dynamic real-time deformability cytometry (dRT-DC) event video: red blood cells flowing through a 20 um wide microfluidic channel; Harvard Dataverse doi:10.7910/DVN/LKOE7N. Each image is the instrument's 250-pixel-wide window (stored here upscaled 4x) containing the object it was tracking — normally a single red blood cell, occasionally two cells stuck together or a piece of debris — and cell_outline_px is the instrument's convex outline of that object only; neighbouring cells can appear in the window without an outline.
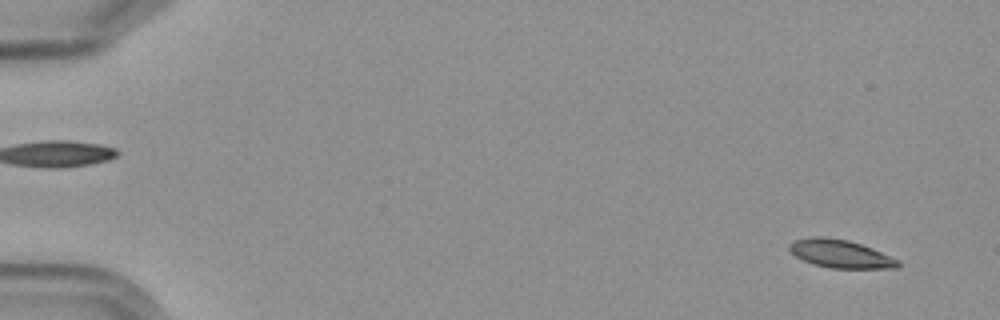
{"species": "Egyptian fruit bat (a non-hibernating species)", "species_latin": "Rousettus aegyptiacus", "temperature_condition": "cold", "stored_images_in_passage": 6, "camera_frame_rate_fps": 3000, "um_per_image_px": 0.085, "frame": {"image": 1, "passage_image": 1, "time_ms": 0.0, "image_size_px": [1000, 320], "cell_outline_px": [[900, 264], [896, 268], [832, 268], [816, 264], [804, 260], [796, 256], [788, 248], [788, 244], [792, 240], [812, 236], [820, 236], [848, 240], [872, 248], [900, 260]], "centroid_in_image_um": [71.43, 21.56], "position_along_channel_um": 13.6, "area_um2": 17.69}}